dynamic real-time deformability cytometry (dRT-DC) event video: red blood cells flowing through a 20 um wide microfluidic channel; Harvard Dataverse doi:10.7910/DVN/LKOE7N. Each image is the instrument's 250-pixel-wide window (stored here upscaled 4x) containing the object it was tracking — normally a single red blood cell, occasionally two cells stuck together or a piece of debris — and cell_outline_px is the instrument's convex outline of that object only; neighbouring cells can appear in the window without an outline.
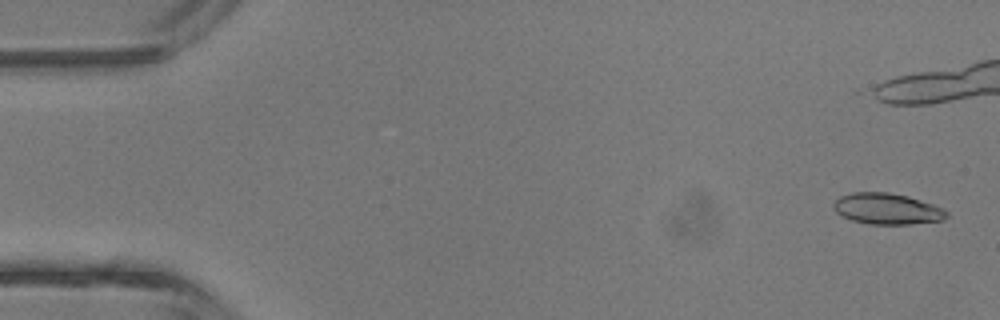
{"species": "common noctule bat (a hibernating species)", "species_latin": "Nyctalus noctula", "temperature_condition": "room temperature", "stored_images_in_passage": 7, "camera_frame_rate_fps": 3000, "um_per_image_px": 0.085, "animal": {"sex": "male", "body_mass_g": 13.3}, "frame": {"image": 1, "passage_image": 1, "time_ms": 0.0, "image_size_px": [1000, 320], "cell_outline_px": [[948, 216], [944, 220], [912, 224], [868, 224], [852, 220], [840, 216], [832, 208], [832, 204], [840, 196], [852, 192], [888, 192], [908, 196], [944, 208], [948, 212]], "centroid_in_image_um": [75.39, 17.75], "position_along_channel_um": 9.6, "area_um2": 20.69}}